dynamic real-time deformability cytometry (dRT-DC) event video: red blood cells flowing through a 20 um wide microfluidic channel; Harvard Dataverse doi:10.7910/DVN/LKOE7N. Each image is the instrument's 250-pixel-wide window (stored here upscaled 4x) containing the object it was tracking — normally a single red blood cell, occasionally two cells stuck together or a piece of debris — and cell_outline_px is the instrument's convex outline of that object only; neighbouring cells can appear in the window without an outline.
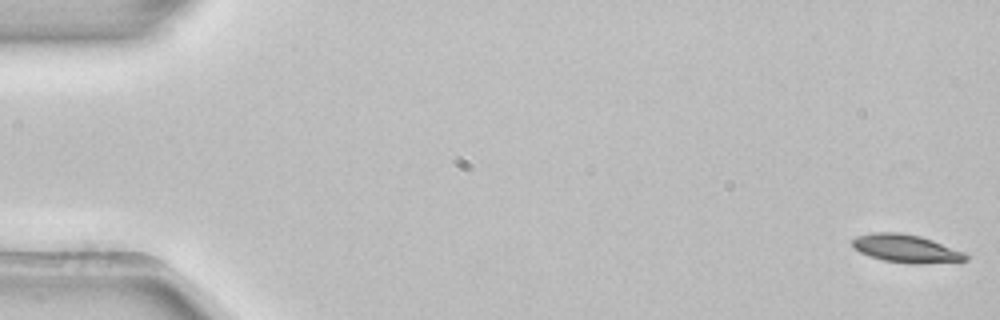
{"species": "common noctule bat (a hibernating species)", "species_latin": "Nyctalus noctula", "temperature_condition": "room temperature", "stored_images_in_passage": 6, "camera_frame_rate_fps": 3000, "um_per_image_px": 0.085, "animal": {"sex": "female", "body_mass_g": 22.7, "forearm_length_mm": 54.2}, "frame": {"image": 1, "passage_image": 1, "time_ms": 0.0, "image_size_px": [1000, 320], "cell_outline_px": [[968, 260], [884, 260], [868, 256], [860, 252], [852, 244], [852, 240], [856, 236], [872, 232], [900, 232], [920, 236], [932, 240], [964, 252], [968, 256]], "centroid_in_image_um": [76.89, 21.04], "position_along_channel_um": 8.1, "area_um2": 17.11}}